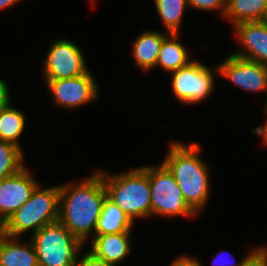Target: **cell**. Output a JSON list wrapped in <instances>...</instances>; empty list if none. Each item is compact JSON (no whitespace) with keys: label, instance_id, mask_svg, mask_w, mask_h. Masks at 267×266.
<instances>
[{"label":"cell","instance_id":"1","mask_svg":"<svg viewBox=\"0 0 267 266\" xmlns=\"http://www.w3.org/2000/svg\"><path fill=\"white\" fill-rule=\"evenodd\" d=\"M59 221L84 245L94 237L107 190L103 171H97L79 183L59 185ZM93 232V233H91Z\"/></svg>","mask_w":267,"mask_h":266},{"label":"cell","instance_id":"2","mask_svg":"<svg viewBox=\"0 0 267 266\" xmlns=\"http://www.w3.org/2000/svg\"><path fill=\"white\" fill-rule=\"evenodd\" d=\"M163 164L173 174L188 206L198 214L210 196L208 165L199 157L201 146L172 142Z\"/></svg>","mask_w":267,"mask_h":266},{"label":"cell","instance_id":"3","mask_svg":"<svg viewBox=\"0 0 267 266\" xmlns=\"http://www.w3.org/2000/svg\"><path fill=\"white\" fill-rule=\"evenodd\" d=\"M103 171V183L107 197L120 207L129 219L151 216L149 166H139L132 170L108 174Z\"/></svg>","mask_w":267,"mask_h":266},{"label":"cell","instance_id":"4","mask_svg":"<svg viewBox=\"0 0 267 266\" xmlns=\"http://www.w3.org/2000/svg\"><path fill=\"white\" fill-rule=\"evenodd\" d=\"M59 206V185L41 189L39 184L29 200L4 223L3 234L20 237L30 230L34 234L43 226L59 220Z\"/></svg>","mask_w":267,"mask_h":266},{"label":"cell","instance_id":"5","mask_svg":"<svg viewBox=\"0 0 267 266\" xmlns=\"http://www.w3.org/2000/svg\"><path fill=\"white\" fill-rule=\"evenodd\" d=\"M38 266H76L84 244L59 220L43 226L30 236Z\"/></svg>","mask_w":267,"mask_h":266},{"label":"cell","instance_id":"6","mask_svg":"<svg viewBox=\"0 0 267 266\" xmlns=\"http://www.w3.org/2000/svg\"><path fill=\"white\" fill-rule=\"evenodd\" d=\"M151 216L196 217V213L186 203L182 191L173 174L161 163L149 165Z\"/></svg>","mask_w":267,"mask_h":266},{"label":"cell","instance_id":"7","mask_svg":"<svg viewBox=\"0 0 267 266\" xmlns=\"http://www.w3.org/2000/svg\"><path fill=\"white\" fill-rule=\"evenodd\" d=\"M171 88L178 101L184 104H197L206 100L215 88L218 66H206L200 61H191L187 66L171 73Z\"/></svg>","mask_w":267,"mask_h":266},{"label":"cell","instance_id":"8","mask_svg":"<svg viewBox=\"0 0 267 266\" xmlns=\"http://www.w3.org/2000/svg\"><path fill=\"white\" fill-rule=\"evenodd\" d=\"M43 61L45 80L73 78L89 71L83 52L69 39L54 40Z\"/></svg>","mask_w":267,"mask_h":266},{"label":"cell","instance_id":"9","mask_svg":"<svg viewBox=\"0 0 267 266\" xmlns=\"http://www.w3.org/2000/svg\"><path fill=\"white\" fill-rule=\"evenodd\" d=\"M54 103L65 110L79 108L95 102L99 97V87L89 71L73 78L45 80Z\"/></svg>","mask_w":267,"mask_h":266},{"label":"cell","instance_id":"10","mask_svg":"<svg viewBox=\"0 0 267 266\" xmlns=\"http://www.w3.org/2000/svg\"><path fill=\"white\" fill-rule=\"evenodd\" d=\"M224 77L247 92H265L267 101V66L231 54L217 65Z\"/></svg>","mask_w":267,"mask_h":266},{"label":"cell","instance_id":"11","mask_svg":"<svg viewBox=\"0 0 267 266\" xmlns=\"http://www.w3.org/2000/svg\"><path fill=\"white\" fill-rule=\"evenodd\" d=\"M39 184L25 166L0 180V218L4 223L29 200Z\"/></svg>","mask_w":267,"mask_h":266},{"label":"cell","instance_id":"12","mask_svg":"<svg viewBox=\"0 0 267 266\" xmlns=\"http://www.w3.org/2000/svg\"><path fill=\"white\" fill-rule=\"evenodd\" d=\"M233 28L239 45L243 47L233 55L267 66V23L243 22Z\"/></svg>","mask_w":267,"mask_h":266},{"label":"cell","instance_id":"13","mask_svg":"<svg viewBox=\"0 0 267 266\" xmlns=\"http://www.w3.org/2000/svg\"><path fill=\"white\" fill-rule=\"evenodd\" d=\"M130 232L94 235L89 252L96 258L116 266L131 252Z\"/></svg>","mask_w":267,"mask_h":266},{"label":"cell","instance_id":"14","mask_svg":"<svg viewBox=\"0 0 267 266\" xmlns=\"http://www.w3.org/2000/svg\"><path fill=\"white\" fill-rule=\"evenodd\" d=\"M20 243L19 237L0 235V266H38L37 253L31 240Z\"/></svg>","mask_w":267,"mask_h":266},{"label":"cell","instance_id":"15","mask_svg":"<svg viewBox=\"0 0 267 266\" xmlns=\"http://www.w3.org/2000/svg\"><path fill=\"white\" fill-rule=\"evenodd\" d=\"M167 33L145 30L132 43V56L143 72L156 67L159 51Z\"/></svg>","mask_w":267,"mask_h":266},{"label":"cell","instance_id":"16","mask_svg":"<svg viewBox=\"0 0 267 266\" xmlns=\"http://www.w3.org/2000/svg\"><path fill=\"white\" fill-rule=\"evenodd\" d=\"M177 33H168L163 39L156 67L160 66L170 73L187 66L191 60L186 47L177 40Z\"/></svg>","mask_w":267,"mask_h":266},{"label":"cell","instance_id":"17","mask_svg":"<svg viewBox=\"0 0 267 266\" xmlns=\"http://www.w3.org/2000/svg\"><path fill=\"white\" fill-rule=\"evenodd\" d=\"M133 224L134 223L129 219L125 212L112 200L106 197L101 215L98 219L95 235L131 231L133 229Z\"/></svg>","mask_w":267,"mask_h":266},{"label":"cell","instance_id":"18","mask_svg":"<svg viewBox=\"0 0 267 266\" xmlns=\"http://www.w3.org/2000/svg\"><path fill=\"white\" fill-rule=\"evenodd\" d=\"M267 0H227L224 17H227L232 26L243 22L262 21Z\"/></svg>","mask_w":267,"mask_h":266},{"label":"cell","instance_id":"19","mask_svg":"<svg viewBox=\"0 0 267 266\" xmlns=\"http://www.w3.org/2000/svg\"><path fill=\"white\" fill-rule=\"evenodd\" d=\"M25 115L20 109L11 106V103L0 111V140L16 145L21 149L19 138L23 135L26 126Z\"/></svg>","mask_w":267,"mask_h":266},{"label":"cell","instance_id":"20","mask_svg":"<svg viewBox=\"0 0 267 266\" xmlns=\"http://www.w3.org/2000/svg\"><path fill=\"white\" fill-rule=\"evenodd\" d=\"M154 4L167 33L179 34L188 0H154Z\"/></svg>","mask_w":267,"mask_h":266},{"label":"cell","instance_id":"21","mask_svg":"<svg viewBox=\"0 0 267 266\" xmlns=\"http://www.w3.org/2000/svg\"><path fill=\"white\" fill-rule=\"evenodd\" d=\"M22 149L0 140V180L17 173L24 167Z\"/></svg>","mask_w":267,"mask_h":266},{"label":"cell","instance_id":"22","mask_svg":"<svg viewBox=\"0 0 267 266\" xmlns=\"http://www.w3.org/2000/svg\"><path fill=\"white\" fill-rule=\"evenodd\" d=\"M188 7L208 12L218 10L224 17L227 8V0H188Z\"/></svg>","mask_w":267,"mask_h":266},{"label":"cell","instance_id":"23","mask_svg":"<svg viewBox=\"0 0 267 266\" xmlns=\"http://www.w3.org/2000/svg\"><path fill=\"white\" fill-rule=\"evenodd\" d=\"M242 266H267V247H259Z\"/></svg>","mask_w":267,"mask_h":266},{"label":"cell","instance_id":"24","mask_svg":"<svg viewBox=\"0 0 267 266\" xmlns=\"http://www.w3.org/2000/svg\"><path fill=\"white\" fill-rule=\"evenodd\" d=\"M259 247H256V249L255 248H252V250L248 253V255L246 256V257H244V259L242 258V260H241V262H239V263H235L234 261H232L233 262V264H231V262H230V260H227L228 258H226V257H228V256H226V255H224V251H221V252H219L217 255H216V257L213 259V263H212V266H242L243 265V263L258 249ZM226 254V253H225ZM225 256V257H224ZM225 263V264H222L221 262L222 261ZM228 262V263H227Z\"/></svg>","mask_w":267,"mask_h":266},{"label":"cell","instance_id":"25","mask_svg":"<svg viewBox=\"0 0 267 266\" xmlns=\"http://www.w3.org/2000/svg\"><path fill=\"white\" fill-rule=\"evenodd\" d=\"M76 266H114V265L96 258L93 254H91L88 251L85 252V254L82 255L81 258L78 259Z\"/></svg>","mask_w":267,"mask_h":266},{"label":"cell","instance_id":"26","mask_svg":"<svg viewBox=\"0 0 267 266\" xmlns=\"http://www.w3.org/2000/svg\"><path fill=\"white\" fill-rule=\"evenodd\" d=\"M11 103L8 84L0 79V111Z\"/></svg>","mask_w":267,"mask_h":266},{"label":"cell","instance_id":"27","mask_svg":"<svg viewBox=\"0 0 267 266\" xmlns=\"http://www.w3.org/2000/svg\"><path fill=\"white\" fill-rule=\"evenodd\" d=\"M170 266H202L200 261H198L193 256H180L176 258Z\"/></svg>","mask_w":267,"mask_h":266},{"label":"cell","instance_id":"28","mask_svg":"<svg viewBox=\"0 0 267 266\" xmlns=\"http://www.w3.org/2000/svg\"><path fill=\"white\" fill-rule=\"evenodd\" d=\"M267 118V115H266ZM252 133L262 136V142L267 146V121L263 126H257L255 129L251 130Z\"/></svg>","mask_w":267,"mask_h":266},{"label":"cell","instance_id":"29","mask_svg":"<svg viewBox=\"0 0 267 266\" xmlns=\"http://www.w3.org/2000/svg\"><path fill=\"white\" fill-rule=\"evenodd\" d=\"M21 0H0V10H5L7 8L12 7L13 5H16Z\"/></svg>","mask_w":267,"mask_h":266},{"label":"cell","instance_id":"30","mask_svg":"<svg viewBox=\"0 0 267 266\" xmlns=\"http://www.w3.org/2000/svg\"><path fill=\"white\" fill-rule=\"evenodd\" d=\"M3 232H4V222L0 218V235L3 234Z\"/></svg>","mask_w":267,"mask_h":266},{"label":"cell","instance_id":"31","mask_svg":"<svg viewBox=\"0 0 267 266\" xmlns=\"http://www.w3.org/2000/svg\"><path fill=\"white\" fill-rule=\"evenodd\" d=\"M262 22L267 23V4H266V10H265Z\"/></svg>","mask_w":267,"mask_h":266},{"label":"cell","instance_id":"32","mask_svg":"<svg viewBox=\"0 0 267 266\" xmlns=\"http://www.w3.org/2000/svg\"><path fill=\"white\" fill-rule=\"evenodd\" d=\"M263 112H265L264 115H267V101H266V104H265V107H264V111Z\"/></svg>","mask_w":267,"mask_h":266}]
</instances>
